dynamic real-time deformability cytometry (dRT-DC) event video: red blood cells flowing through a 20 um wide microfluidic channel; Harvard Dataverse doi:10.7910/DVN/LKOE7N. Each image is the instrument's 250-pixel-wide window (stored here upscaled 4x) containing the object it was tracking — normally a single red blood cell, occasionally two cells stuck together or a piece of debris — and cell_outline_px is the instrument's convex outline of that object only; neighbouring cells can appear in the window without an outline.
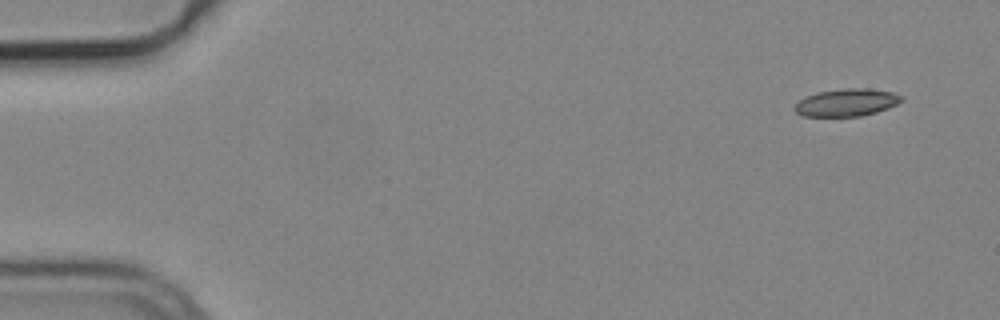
{"species": "common noctule bat (a hibernating species)", "species_latin": "Nyctalus noctula", "temperature_condition": "cold", "stored_images_in_passage": 7, "camera_frame_rate_fps": 3000, "um_per_image_px": 0.085, "animal": {"sex": "male", "body_mass_g": 19.2, "forearm_length_mm": 51.8}, "frame": {"image": 1, "passage_image": 1, "time_ms": 0.0, "image_size_px": [1000, 320], "cell_outline_px": [[904, 100], [888, 108], [876, 112], [860, 116], [804, 116], [796, 112], [792, 108], [804, 96], [816, 92], [844, 88], [868, 88], [892, 92], [904, 96]], "centroid_in_image_um": [71.96, 8.7], "position_along_channel_um": 13.0, "area_um2": 17.22}}
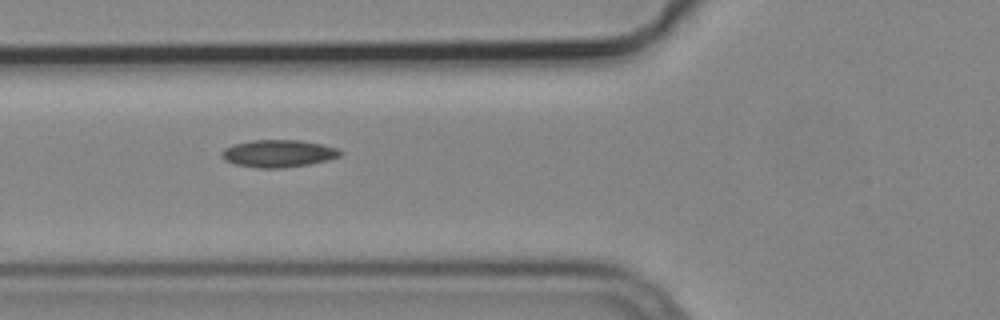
{"frame": {"image": 2, "passage_image": 6, "time_ms": 1.667, "image_size_px": [1000, 320], "cell_outline_px": [[344, 152], [340, 156], [328, 160], [308, 164], [280, 168], [260, 168], [236, 164], [224, 160], [220, 156], [220, 152], [224, 148], [232, 144], [252, 140], [300, 140], [320, 144], [336, 148]], "centroid_in_image_um": [23.62, 13.04], "position_along_channel_um": 102.2, "area_um2": 18.9}}
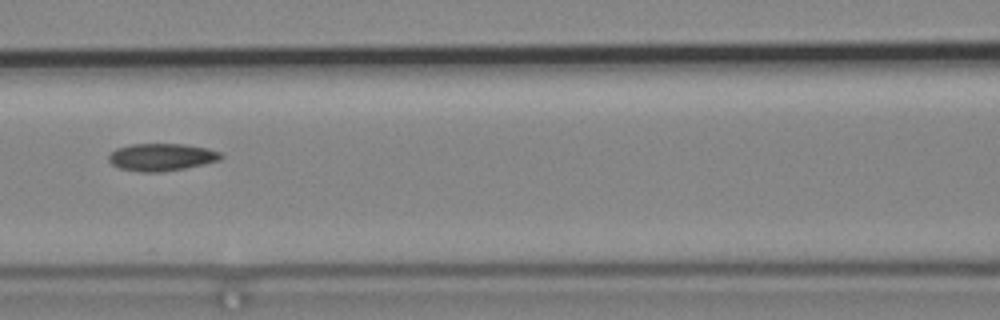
{"frame": {"image": 3, "passage_image": 7, "time_ms": 2.0, "image_size_px": [1000, 320], "cell_outline_px": [[224, 156], [220, 160], [184, 168], [160, 172], [140, 172], [120, 168], [112, 164], [108, 160], [108, 156], [116, 148], [132, 144], [184, 144], [208, 148], [220, 152]], "centroid_in_image_um": [13.73, 13.35], "position_along_channel_um": 152.9, "area_um2": 17.86}}